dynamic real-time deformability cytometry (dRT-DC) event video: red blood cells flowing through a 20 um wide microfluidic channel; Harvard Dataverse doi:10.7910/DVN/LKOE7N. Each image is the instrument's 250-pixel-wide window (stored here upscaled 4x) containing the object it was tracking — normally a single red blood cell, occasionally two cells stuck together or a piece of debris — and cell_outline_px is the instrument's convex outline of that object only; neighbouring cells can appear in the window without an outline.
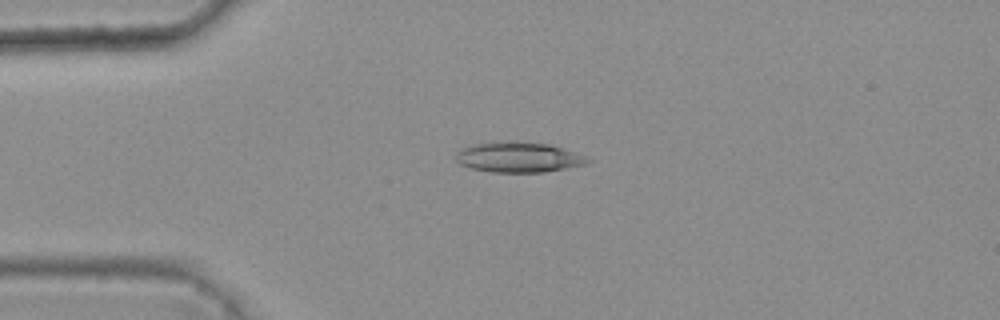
{"species": "common noctule bat (a hibernating species)", "species_latin": "Nyctalus noctula", "temperature_condition": "warm", "stored_images_in_passage": 46, "camera_frame_rate_fps": 3000, "um_per_image_px": 0.085, "animal": {"sex": "female", "body_mass_g": 25.1}, "frame": {"image": 1, "passage_image": 13, "time_ms": 4.0, "image_size_px": [1000, 320], "cell_outline_px": [[592, 160], [588, 164], [544, 172], [492, 172], [468, 168], [460, 164], [456, 160], [456, 152], [464, 148], [476, 144], [496, 140], [552, 144], [576, 152]], "centroid_in_image_um": [44.08, 13.36], "position_along_channel_um": 40.9, "area_um2": 23.47}}
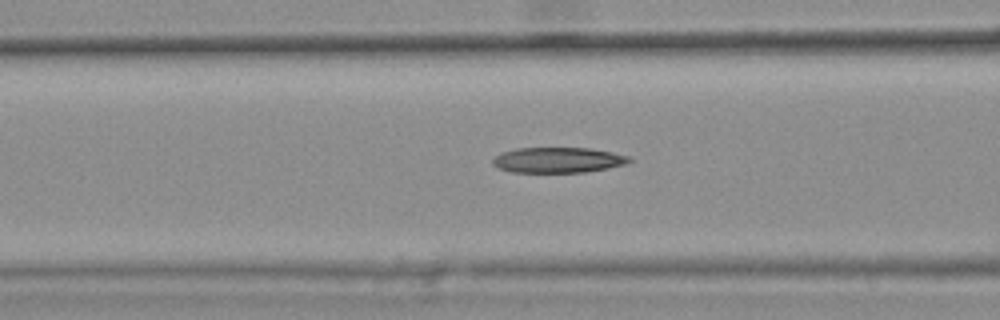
{"frame": {"image": 2, "passage_image": 21, "time_ms": 6.667, "image_size_px": [1000, 320], "cell_outline_px": [[632, 160], [628, 164], [608, 168], [584, 172], [512, 172], [496, 168], [492, 164], [492, 160], [500, 152], [516, 148], [592, 148], [632, 156]], "centroid_in_image_um": [47.45, 13.6], "position_along_channel_um": 119.2, "area_um2": 20.52}}
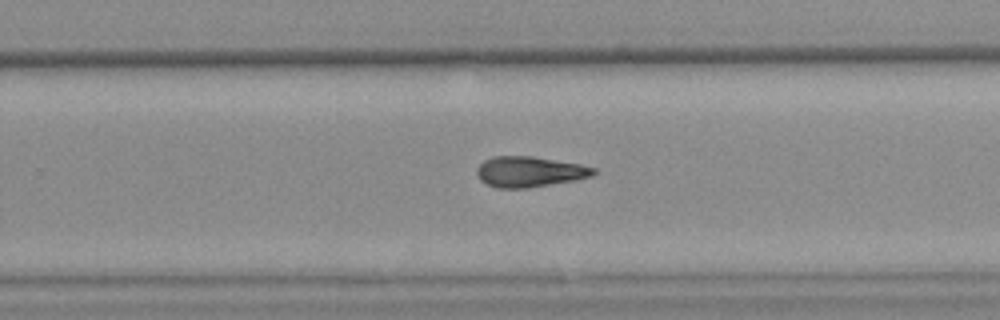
{"frame": {"image": 3, "passage_image": 34, "time_ms": 11.0, "image_size_px": [1000, 320], "cell_outline_px": [[600, 172], [592, 176], [576, 180], [528, 188], [496, 188], [480, 180], [476, 172], [476, 168], [484, 160], [492, 156], [532, 156], [580, 164], [596, 168]], "centroid_in_image_um": [45.03, 14.6], "position_along_channel_um": 284.8, "area_um2": 20.98}, "authors_computed_cell_mechanics": {"area_um2": 21.2704, "velocity_mm_per_s": 3.8303, "shape_relaxation_time_tau1_ms": null, "shape_relaxation_time_tau2_ms": 4.0078, "deformation_change_tau1": null, "deformation_change_tau2": 0.1443}}